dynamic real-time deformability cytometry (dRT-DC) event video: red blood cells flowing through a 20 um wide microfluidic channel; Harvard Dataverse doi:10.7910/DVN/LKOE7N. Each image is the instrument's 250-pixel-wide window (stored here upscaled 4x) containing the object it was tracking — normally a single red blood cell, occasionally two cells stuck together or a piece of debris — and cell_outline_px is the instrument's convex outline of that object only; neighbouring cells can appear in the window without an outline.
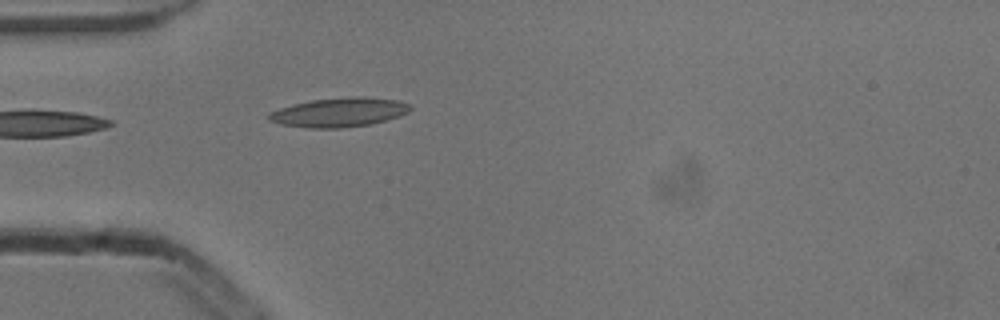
{"species": "common noctule bat (a hibernating species)", "species_latin": "Nyctalus noctula", "temperature_condition": "cold", "stored_images_in_passage": 18, "camera_frame_rate_fps": 3000, "um_per_image_px": 0.085, "animal": {"sex": "male", "body_mass_g": 13.3}, "frame": {"image": 1, "passage_image": 1, "time_ms": 0.0, "image_size_px": [1000, 320], "cell_outline_px": [[412, 108], [408, 112], [400, 116], [368, 124], [340, 128], [304, 128], [280, 124], [268, 120], [264, 116], [268, 112], [292, 104], [312, 100], [352, 96], [364, 96], [400, 100], [412, 104]], "centroid_in_image_um": [28.8, 9.54], "position_along_channel_um": 56.2, "area_um2": 24.39}}
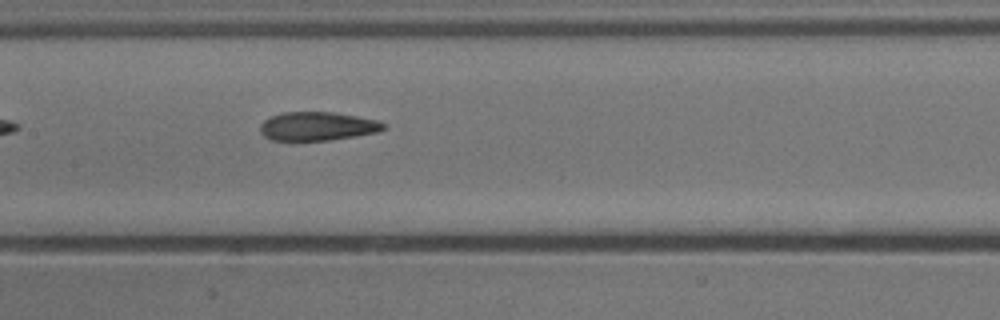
{"frame": {"image": 2, "passage_image": 11, "time_ms": 3.333, "image_size_px": [1000, 320], "cell_outline_px": [[388, 128], [380, 132], [328, 140], [268, 140], [260, 132], [260, 124], [264, 120], [280, 112], [336, 112], [376, 120], [388, 124]], "centroid_in_image_um": [27.01, 10.73], "position_along_channel_um": 180.4, "area_um2": 20.81}}
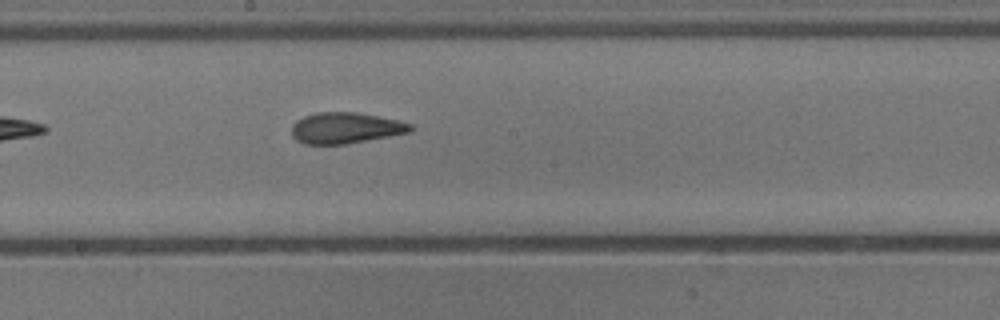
{"frame": {"image": 3, "passage_image": 14, "time_ms": 4.333, "image_size_px": [1000, 320], "cell_outline_px": [[412, 132], [344, 144], [304, 144], [296, 140], [292, 136], [292, 124], [296, 120], [304, 116], [316, 112], [356, 112], [400, 120], [412, 124]], "centroid_in_image_um": [29.37, 10.87], "position_along_channel_um": 218.8, "area_um2": 21.56}}